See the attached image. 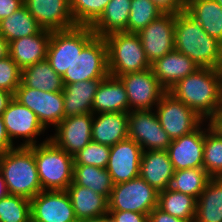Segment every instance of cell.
<instances>
[{"label":"cell","instance_id":"1","mask_svg":"<svg viewBox=\"0 0 222 222\" xmlns=\"http://www.w3.org/2000/svg\"><path fill=\"white\" fill-rule=\"evenodd\" d=\"M204 121H210L222 109V71L198 68L169 90Z\"/></svg>","mask_w":222,"mask_h":222},{"label":"cell","instance_id":"2","mask_svg":"<svg viewBox=\"0 0 222 222\" xmlns=\"http://www.w3.org/2000/svg\"><path fill=\"white\" fill-rule=\"evenodd\" d=\"M175 50L192 59L199 68L220 69L222 43L209 34L185 10L175 15Z\"/></svg>","mask_w":222,"mask_h":222},{"label":"cell","instance_id":"3","mask_svg":"<svg viewBox=\"0 0 222 222\" xmlns=\"http://www.w3.org/2000/svg\"><path fill=\"white\" fill-rule=\"evenodd\" d=\"M0 170L9 194L31 200L42 191L32 146H16L0 154Z\"/></svg>","mask_w":222,"mask_h":222},{"label":"cell","instance_id":"4","mask_svg":"<svg viewBox=\"0 0 222 222\" xmlns=\"http://www.w3.org/2000/svg\"><path fill=\"white\" fill-rule=\"evenodd\" d=\"M42 190H66L73 182L74 157L50 139L32 145Z\"/></svg>","mask_w":222,"mask_h":222},{"label":"cell","instance_id":"5","mask_svg":"<svg viewBox=\"0 0 222 222\" xmlns=\"http://www.w3.org/2000/svg\"><path fill=\"white\" fill-rule=\"evenodd\" d=\"M104 39L107 44L109 75L118 78L151 68L137 33L117 32Z\"/></svg>","mask_w":222,"mask_h":222},{"label":"cell","instance_id":"6","mask_svg":"<svg viewBox=\"0 0 222 222\" xmlns=\"http://www.w3.org/2000/svg\"><path fill=\"white\" fill-rule=\"evenodd\" d=\"M95 36L90 26H75L63 31H52L46 60L59 76H63L77 54H80Z\"/></svg>","mask_w":222,"mask_h":222},{"label":"cell","instance_id":"7","mask_svg":"<svg viewBox=\"0 0 222 222\" xmlns=\"http://www.w3.org/2000/svg\"><path fill=\"white\" fill-rule=\"evenodd\" d=\"M158 193L140 176L114 185L108 199V210L149 214L158 206Z\"/></svg>","mask_w":222,"mask_h":222},{"label":"cell","instance_id":"8","mask_svg":"<svg viewBox=\"0 0 222 222\" xmlns=\"http://www.w3.org/2000/svg\"><path fill=\"white\" fill-rule=\"evenodd\" d=\"M109 75L107 44L95 36L80 52L62 76L64 84L83 80L104 79Z\"/></svg>","mask_w":222,"mask_h":222},{"label":"cell","instance_id":"9","mask_svg":"<svg viewBox=\"0 0 222 222\" xmlns=\"http://www.w3.org/2000/svg\"><path fill=\"white\" fill-rule=\"evenodd\" d=\"M154 110L161 127L171 140L192 133L204 122L190 107L168 91Z\"/></svg>","mask_w":222,"mask_h":222},{"label":"cell","instance_id":"10","mask_svg":"<svg viewBox=\"0 0 222 222\" xmlns=\"http://www.w3.org/2000/svg\"><path fill=\"white\" fill-rule=\"evenodd\" d=\"M2 118L8 137L15 146L29 147L49 140L47 136L42 142L37 141L39 136H44L46 129L32 110L14 98L3 112Z\"/></svg>","mask_w":222,"mask_h":222},{"label":"cell","instance_id":"11","mask_svg":"<svg viewBox=\"0 0 222 222\" xmlns=\"http://www.w3.org/2000/svg\"><path fill=\"white\" fill-rule=\"evenodd\" d=\"M14 99L32 110L47 131L50 127L53 130L65 118L63 91L46 92L26 87L21 82Z\"/></svg>","mask_w":222,"mask_h":222},{"label":"cell","instance_id":"12","mask_svg":"<svg viewBox=\"0 0 222 222\" xmlns=\"http://www.w3.org/2000/svg\"><path fill=\"white\" fill-rule=\"evenodd\" d=\"M124 84L129 112L134 110H154L167 90L160 84L151 68L127 73L118 77Z\"/></svg>","mask_w":222,"mask_h":222},{"label":"cell","instance_id":"13","mask_svg":"<svg viewBox=\"0 0 222 222\" xmlns=\"http://www.w3.org/2000/svg\"><path fill=\"white\" fill-rule=\"evenodd\" d=\"M128 138L137 142L143 151L167 150L171 139L161 127L155 110L128 112Z\"/></svg>","mask_w":222,"mask_h":222},{"label":"cell","instance_id":"14","mask_svg":"<svg viewBox=\"0 0 222 222\" xmlns=\"http://www.w3.org/2000/svg\"><path fill=\"white\" fill-rule=\"evenodd\" d=\"M30 203L31 222H78L66 190H42Z\"/></svg>","mask_w":222,"mask_h":222},{"label":"cell","instance_id":"15","mask_svg":"<svg viewBox=\"0 0 222 222\" xmlns=\"http://www.w3.org/2000/svg\"><path fill=\"white\" fill-rule=\"evenodd\" d=\"M175 15L163 13L137 33L150 64L175 49Z\"/></svg>","mask_w":222,"mask_h":222},{"label":"cell","instance_id":"16","mask_svg":"<svg viewBox=\"0 0 222 222\" xmlns=\"http://www.w3.org/2000/svg\"><path fill=\"white\" fill-rule=\"evenodd\" d=\"M93 113L64 118L52 131L49 139L74 156L92 141Z\"/></svg>","mask_w":222,"mask_h":222},{"label":"cell","instance_id":"17","mask_svg":"<svg viewBox=\"0 0 222 222\" xmlns=\"http://www.w3.org/2000/svg\"><path fill=\"white\" fill-rule=\"evenodd\" d=\"M143 150L130 138L119 141L110 147L109 172L114 185L127 182L139 176V168Z\"/></svg>","mask_w":222,"mask_h":222},{"label":"cell","instance_id":"18","mask_svg":"<svg viewBox=\"0 0 222 222\" xmlns=\"http://www.w3.org/2000/svg\"><path fill=\"white\" fill-rule=\"evenodd\" d=\"M23 4L43 30L63 31L76 26L70 0H23Z\"/></svg>","mask_w":222,"mask_h":222},{"label":"cell","instance_id":"19","mask_svg":"<svg viewBox=\"0 0 222 222\" xmlns=\"http://www.w3.org/2000/svg\"><path fill=\"white\" fill-rule=\"evenodd\" d=\"M167 152L174 171L203 168L204 122L192 133L172 140Z\"/></svg>","mask_w":222,"mask_h":222},{"label":"cell","instance_id":"20","mask_svg":"<svg viewBox=\"0 0 222 222\" xmlns=\"http://www.w3.org/2000/svg\"><path fill=\"white\" fill-rule=\"evenodd\" d=\"M198 68L192 59L175 49L151 63L152 72L167 91Z\"/></svg>","mask_w":222,"mask_h":222},{"label":"cell","instance_id":"21","mask_svg":"<svg viewBox=\"0 0 222 222\" xmlns=\"http://www.w3.org/2000/svg\"><path fill=\"white\" fill-rule=\"evenodd\" d=\"M174 174L167 150H147L141 156L139 176L157 191L169 188Z\"/></svg>","mask_w":222,"mask_h":222},{"label":"cell","instance_id":"22","mask_svg":"<svg viewBox=\"0 0 222 222\" xmlns=\"http://www.w3.org/2000/svg\"><path fill=\"white\" fill-rule=\"evenodd\" d=\"M128 112L93 114L92 141L114 146L128 138Z\"/></svg>","mask_w":222,"mask_h":222},{"label":"cell","instance_id":"23","mask_svg":"<svg viewBox=\"0 0 222 222\" xmlns=\"http://www.w3.org/2000/svg\"><path fill=\"white\" fill-rule=\"evenodd\" d=\"M51 31L42 30L38 34L24 36L9 43V56L24 69L46 59Z\"/></svg>","mask_w":222,"mask_h":222},{"label":"cell","instance_id":"24","mask_svg":"<svg viewBox=\"0 0 222 222\" xmlns=\"http://www.w3.org/2000/svg\"><path fill=\"white\" fill-rule=\"evenodd\" d=\"M129 112V101L124 84L117 77L102 79L94 96L92 113Z\"/></svg>","mask_w":222,"mask_h":222},{"label":"cell","instance_id":"25","mask_svg":"<svg viewBox=\"0 0 222 222\" xmlns=\"http://www.w3.org/2000/svg\"><path fill=\"white\" fill-rule=\"evenodd\" d=\"M101 80H83L72 84H64L63 104L65 118L92 113L94 96Z\"/></svg>","mask_w":222,"mask_h":222},{"label":"cell","instance_id":"26","mask_svg":"<svg viewBox=\"0 0 222 222\" xmlns=\"http://www.w3.org/2000/svg\"><path fill=\"white\" fill-rule=\"evenodd\" d=\"M66 191L78 221L108 213V199L104 195L74 182L68 186Z\"/></svg>","mask_w":222,"mask_h":222},{"label":"cell","instance_id":"27","mask_svg":"<svg viewBox=\"0 0 222 222\" xmlns=\"http://www.w3.org/2000/svg\"><path fill=\"white\" fill-rule=\"evenodd\" d=\"M185 11L222 43V6L215 0H185Z\"/></svg>","mask_w":222,"mask_h":222},{"label":"cell","instance_id":"28","mask_svg":"<svg viewBox=\"0 0 222 222\" xmlns=\"http://www.w3.org/2000/svg\"><path fill=\"white\" fill-rule=\"evenodd\" d=\"M131 0H110L103 14L91 26L96 36L105 38L117 33L127 32Z\"/></svg>","mask_w":222,"mask_h":222},{"label":"cell","instance_id":"29","mask_svg":"<svg viewBox=\"0 0 222 222\" xmlns=\"http://www.w3.org/2000/svg\"><path fill=\"white\" fill-rule=\"evenodd\" d=\"M194 222H222V177L207 182L197 199Z\"/></svg>","mask_w":222,"mask_h":222},{"label":"cell","instance_id":"30","mask_svg":"<svg viewBox=\"0 0 222 222\" xmlns=\"http://www.w3.org/2000/svg\"><path fill=\"white\" fill-rule=\"evenodd\" d=\"M21 82L29 88L46 92L63 91L64 82L45 59L22 69Z\"/></svg>","mask_w":222,"mask_h":222},{"label":"cell","instance_id":"31","mask_svg":"<svg viewBox=\"0 0 222 222\" xmlns=\"http://www.w3.org/2000/svg\"><path fill=\"white\" fill-rule=\"evenodd\" d=\"M42 30L24 4L8 17L0 20V34L8 43L24 36L38 34Z\"/></svg>","mask_w":222,"mask_h":222},{"label":"cell","instance_id":"32","mask_svg":"<svg viewBox=\"0 0 222 222\" xmlns=\"http://www.w3.org/2000/svg\"><path fill=\"white\" fill-rule=\"evenodd\" d=\"M197 199L167 188L158 193V208L174 217L194 222Z\"/></svg>","mask_w":222,"mask_h":222},{"label":"cell","instance_id":"33","mask_svg":"<svg viewBox=\"0 0 222 222\" xmlns=\"http://www.w3.org/2000/svg\"><path fill=\"white\" fill-rule=\"evenodd\" d=\"M73 182L88 187L94 192L104 195L107 199L114 187L107 169L93 165H74Z\"/></svg>","mask_w":222,"mask_h":222},{"label":"cell","instance_id":"34","mask_svg":"<svg viewBox=\"0 0 222 222\" xmlns=\"http://www.w3.org/2000/svg\"><path fill=\"white\" fill-rule=\"evenodd\" d=\"M203 168L211 178L222 177V137L204 121Z\"/></svg>","mask_w":222,"mask_h":222},{"label":"cell","instance_id":"35","mask_svg":"<svg viewBox=\"0 0 222 222\" xmlns=\"http://www.w3.org/2000/svg\"><path fill=\"white\" fill-rule=\"evenodd\" d=\"M210 178L204 168L176 170L169 188L198 199Z\"/></svg>","mask_w":222,"mask_h":222},{"label":"cell","instance_id":"36","mask_svg":"<svg viewBox=\"0 0 222 222\" xmlns=\"http://www.w3.org/2000/svg\"><path fill=\"white\" fill-rule=\"evenodd\" d=\"M127 32L138 33L163 12L152 0H131Z\"/></svg>","mask_w":222,"mask_h":222},{"label":"cell","instance_id":"37","mask_svg":"<svg viewBox=\"0 0 222 222\" xmlns=\"http://www.w3.org/2000/svg\"><path fill=\"white\" fill-rule=\"evenodd\" d=\"M110 0H70L76 26H92L103 14Z\"/></svg>","mask_w":222,"mask_h":222},{"label":"cell","instance_id":"38","mask_svg":"<svg viewBox=\"0 0 222 222\" xmlns=\"http://www.w3.org/2000/svg\"><path fill=\"white\" fill-rule=\"evenodd\" d=\"M0 222H31L30 200L12 194L0 199Z\"/></svg>","mask_w":222,"mask_h":222},{"label":"cell","instance_id":"39","mask_svg":"<svg viewBox=\"0 0 222 222\" xmlns=\"http://www.w3.org/2000/svg\"><path fill=\"white\" fill-rule=\"evenodd\" d=\"M109 154L110 146L91 141L73 156L74 165H93L99 168H107Z\"/></svg>","mask_w":222,"mask_h":222},{"label":"cell","instance_id":"40","mask_svg":"<svg viewBox=\"0 0 222 222\" xmlns=\"http://www.w3.org/2000/svg\"><path fill=\"white\" fill-rule=\"evenodd\" d=\"M22 69L7 56L0 60V89L15 93L21 84Z\"/></svg>","mask_w":222,"mask_h":222},{"label":"cell","instance_id":"41","mask_svg":"<svg viewBox=\"0 0 222 222\" xmlns=\"http://www.w3.org/2000/svg\"><path fill=\"white\" fill-rule=\"evenodd\" d=\"M109 216L115 222H148V215L133 211L108 210Z\"/></svg>","mask_w":222,"mask_h":222},{"label":"cell","instance_id":"42","mask_svg":"<svg viewBox=\"0 0 222 222\" xmlns=\"http://www.w3.org/2000/svg\"><path fill=\"white\" fill-rule=\"evenodd\" d=\"M163 13L177 14L185 10V0H152Z\"/></svg>","mask_w":222,"mask_h":222},{"label":"cell","instance_id":"43","mask_svg":"<svg viewBox=\"0 0 222 222\" xmlns=\"http://www.w3.org/2000/svg\"><path fill=\"white\" fill-rule=\"evenodd\" d=\"M148 222H190L189 220H184L178 217H174L168 213H165L158 207H155L148 214Z\"/></svg>","mask_w":222,"mask_h":222},{"label":"cell","instance_id":"44","mask_svg":"<svg viewBox=\"0 0 222 222\" xmlns=\"http://www.w3.org/2000/svg\"><path fill=\"white\" fill-rule=\"evenodd\" d=\"M23 5V0H0V20L8 17Z\"/></svg>","mask_w":222,"mask_h":222},{"label":"cell","instance_id":"45","mask_svg":"<svg viewBox=\"0 0 222 222\" xmlns=\"http://www.w3.org/2000/svg\"><path fill=\"white\" fill-rule=\"evenodd\" d=\"M16 147L9 139L2 116H0V154Z\"/></svg>","mask_w":222,"mask_h":222},{"label":"cell","instance_id":"46","mask_svg":"<svg viewBox=\"0 0 222 222\" xmlns=\"http://www.w3.org/2000/svg\"><path fill=\"white\" fill-rule=\"evenodd\" d=\"M14 94L6 90L0 89V116L6 110L9 103L13 100Z\"/></svg>","mask_w":222,"mask_h":222},{"label":"cell","instance_id":"47","mask_svg":"<svg viewBox=\"0 0 222 222\" xmlns=\"http://www.w3.org/2000/svg\"><path fill=\"white\" fill-rule=\"evenodd\" d=\"M210 126L222 137V109L209 121Z\"/></svg>","mask_w":222,"mask_h":222},{"label":"cell","instance_id":"48","mask_svg":"<svg viewBox=\"0 0 222 222\" xmlns=\"http://www.w3.org/2000/svg\"><path fill=\"white\" fill-rule=\"evenodd\" d=\"M9 56V43L7 40L0 34V60Z\"/></svg>","mask_w":222,"mask_h":222},{"label":"cell","instance_id":"49","mask_svg":"<svg viewBox=\"0 0 222 222\" xmlns=\"http://www.w3.org/2000/svg\"><path fill=\"white\" fill-rule=\"evenodd\" d=\"M8 194L6 182L4 180L3 173L0 170V199L6 197Z\"/></svg>","mask_w":222,"mask_h":222},{"label":"cell","instance_id":"50","mask_svg":"<svg viewBox=\"0 0 222 222\" xmlns=\"http://www.w3.org/2000/svg\"><path fill=\"white\" fill-rule=\"evenodd\" d=\"M78 222H106V214L88 219H82Z\"/></svg>","mask_w":222,"mask_h":222},{"label":"cell","instance_id":"51","mask_svg":"<svg viewBox=\"0 0 222 222\" xmlns=\"http://www.w3.org/2000/svg\"><path fill=\"white\" fill-rule=\"evenodd\" d=\"M106 222H115L108 213L106 214Z\"/></svg>","mask_w":222,"mask_h":222},{"label":"cell","instance_id":"52","mask_svg":"<svg viewBox=\"0 0 222 222\" xmlns=\"http://www.w3.org/2000/svg\"><path fill=\"white\" fill-rule=\"evenodd\" d=\"M222 6V0H215Z\"/></svg>","mask_w":222,"mask_h":222}]
</instances>
